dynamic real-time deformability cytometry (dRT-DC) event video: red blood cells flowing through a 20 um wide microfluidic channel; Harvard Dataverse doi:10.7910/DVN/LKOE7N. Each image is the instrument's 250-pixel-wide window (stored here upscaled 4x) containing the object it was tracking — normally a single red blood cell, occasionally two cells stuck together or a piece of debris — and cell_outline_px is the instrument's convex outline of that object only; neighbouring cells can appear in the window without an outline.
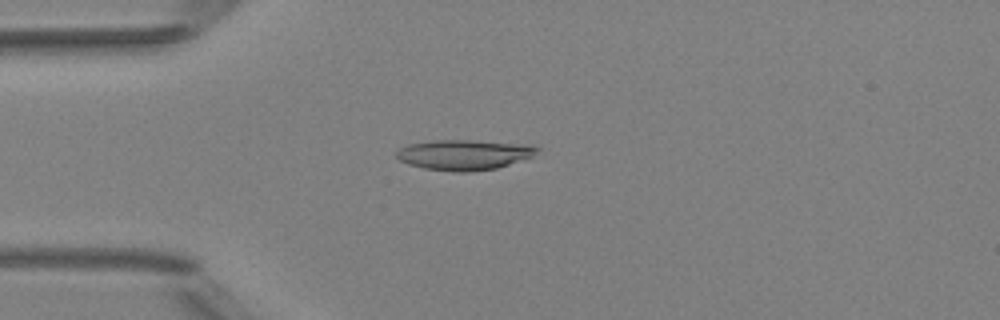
{"species": "Egyptian fruit bat (a non-hibernating species)", "species_latin": "Rousettus aegyptiacus", "temperature_condition": "room temperature", "stored_images_in_passage": 5, "camera_frame_rate_fps": 3000, "um_per_image_px": 0.085, "animal": {"sex": "female"}, "frame": {"image": 1, "passage_image": 4, "time_ms": 3.333, "image_size_px": [1000, 320], "cell_outline_px": [[540, 148], [532, 156], [496, 168], [468, 172], [452, 172], [424, 168], [408, 164], [400, 160], [396, 156], [396, 152], [400, 148], [408, 144], [432, 140], [468, 140], [528, 144]], "centroid_in_image_um": [39.41, 13.15], "position_along_channel_um": 45.6, "area_um2": 24.68}}